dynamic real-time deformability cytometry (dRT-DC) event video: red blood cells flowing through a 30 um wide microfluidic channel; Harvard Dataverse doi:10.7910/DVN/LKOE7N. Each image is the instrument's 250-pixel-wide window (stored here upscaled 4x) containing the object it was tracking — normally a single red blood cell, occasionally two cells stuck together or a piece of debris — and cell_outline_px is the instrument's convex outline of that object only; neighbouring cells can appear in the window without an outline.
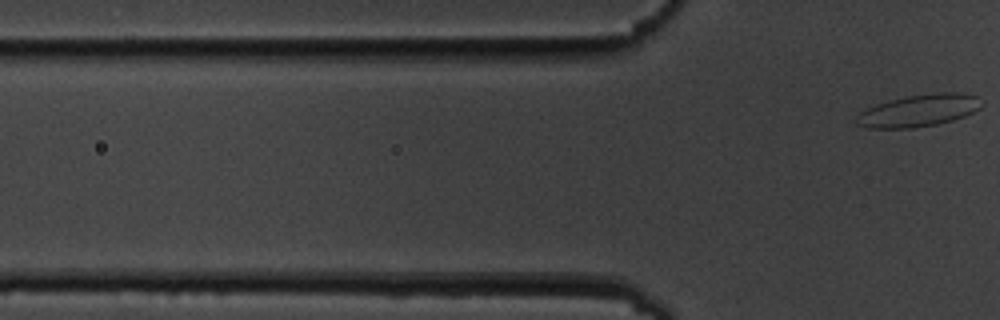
{"species": "common noctule bat (a hibernating species)", "species_latin": "Nyctalus noctula", "temperature_condition": "cold", "stored_images_in_passage": 6, "camera_frame_rate_fps": 3000, "um_per_image_px": 0.085, "animal": {"sex": "male", "body_mass_g": 19.5, "forearm_length_mm": 54.6}, "frame": {"image": 1, "passage_image": 6, "time_ms": 6.667, "image_size_px": [1000, 320], "cell_outline_px": [[984, 104], [980, 108], [964, 116], [952, 120], [936, 124], [912, 128], [868, 128], [856, 124], [852, 120], [860, 112], [876, 104], [908, 96], [940, 92], [964, 92], [980, 96]], "centroid_in_image_um": [78.13, 9.39], "position_along_channel_um": 47.7, "area_um2": 23.58}}